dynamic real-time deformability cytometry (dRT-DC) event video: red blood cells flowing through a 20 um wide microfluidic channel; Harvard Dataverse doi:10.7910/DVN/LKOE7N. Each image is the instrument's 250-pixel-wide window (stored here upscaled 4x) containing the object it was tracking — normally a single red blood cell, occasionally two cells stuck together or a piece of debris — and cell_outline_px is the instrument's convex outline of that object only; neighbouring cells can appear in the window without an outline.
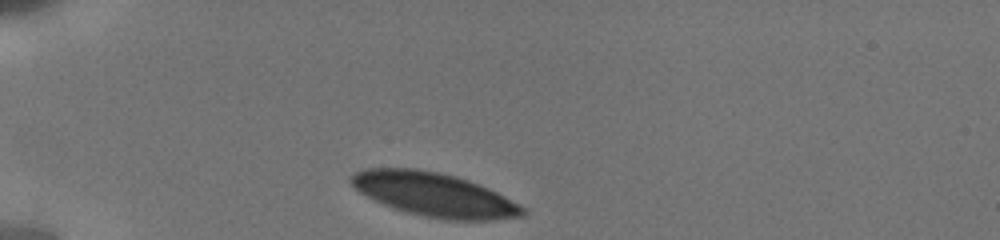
{"species": "human", "species_latin": "Homo sapiens", "temperature_condition": "cold", "stored_images_in_passage": 26, "camera_frame_rate_fps": 3000, "um_per_image_px": 0.085, "donor": {"sex": "male"}, "frame": {"image": 1, "passage_image": 1, "time_ms": 0.0, "image_size_px": [1000, 240], "cell_outline_px": [[528, 212], [524, 216], [496, 220], [444, 220], [424, 216], [408, 212], [384, 204], [360, 192], [348, 180], [356, 172], [364, 168], [416, 168], [440, 172], [456, 176], [480, 184], [528, 208]], "centroid_in_image_um": [36.98, 16.54], "position_along_channel_um": 48.0, "area_um2": 43.81}}
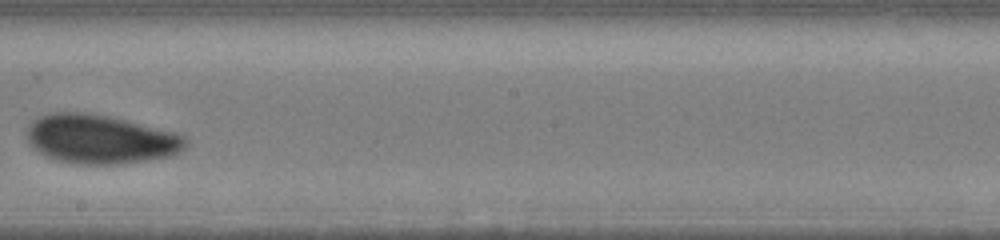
{"frame": {"image": 2, "passage_image": 15, "time_ms": 6.0, "image_size_px": [1000, 240], "cell_outline_px": [[188, 144], [180, 152], [172, 156], [124, 164], [76, 164], [52, 160], [32, 148], [28, 140], [28, 124], [32, 120], [48, 112], [88, 112], [108, 116], [172, 132], [184, 136], [188, 140]], "centroid_in_image_um": [8.49, 11.84], "position_along_channel_um": 239.7, "area_um2": 45.6}}
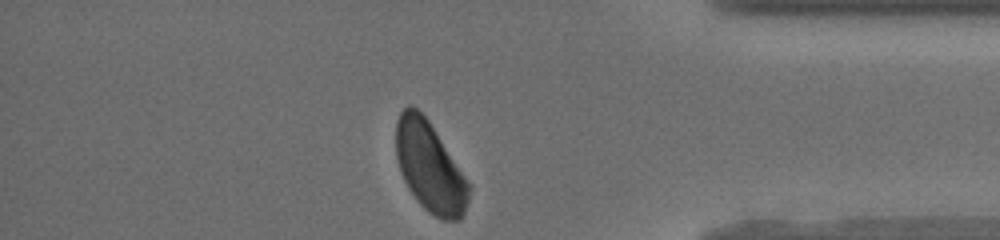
{"frame": {"image": 3, "passage_image": 26, "time_ms": 10.667, "image_size_px": [1000, 240], "cell_outline_px": [[472, 188], [464, 212], [460, 220], [440, 220], [428, 212], [416, 200], [408, 188], [400, 172], [396, 156], [396, 120], [400, 112], [408, 104], [412, 104], [428, 120], [468, 180]], "centroid_in_image_um": [36.53, 14.21], "position_along_channel_um": 398.7, "area_um2": 38.32}, "authors_computed_cell_mechanics": {"area_um2": 44.9684, "velocity_mm_per_s": 3.7867, "shape_relaxation_time_tau1_ms": 2.496, "shape_relaxation_time_tau2_ms": 1.3703, "deformation_change_tau1": 0.0897, "deformation_change_tau2": 0.0529}}